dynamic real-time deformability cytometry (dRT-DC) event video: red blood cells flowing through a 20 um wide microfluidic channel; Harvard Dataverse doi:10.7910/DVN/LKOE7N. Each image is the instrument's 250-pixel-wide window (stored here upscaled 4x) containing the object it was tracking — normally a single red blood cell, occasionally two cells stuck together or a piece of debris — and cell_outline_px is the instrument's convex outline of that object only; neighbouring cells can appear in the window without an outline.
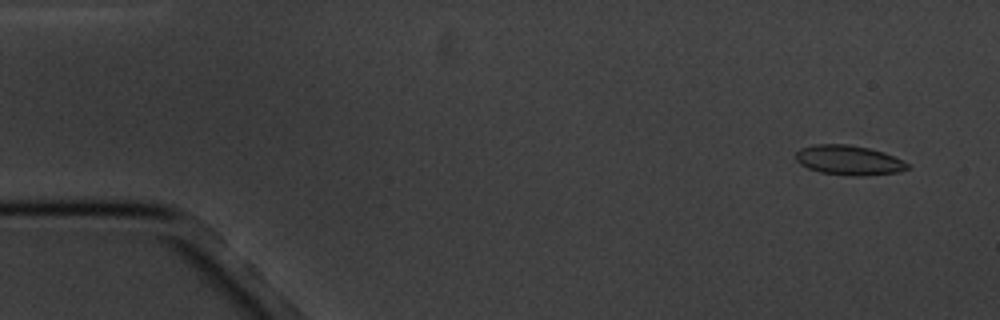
{"species": "common noctule bat (a hibernating species)", "species_latin": "Nyctalus noctula", "temperature_condition": "cold", "stored_images_in_passage": 11, "camera_frame_rate_fps": 3000, "um_per_image_px": 0.085, "animal": {"sex": "male", "body_mass_g": 20.1, "forearm_length_mm": 53.5}, "frame": {"image": 1, "passage_image": 2, "time_ms": 1.0, "image_size_px": [1000, 320], "cell_outline_px": [[908, 168], [896, 172], [864, 176], [848, 176], [820, 172], [808, 168], [800, 164], [796, 160], [796, 152], [800, 148], [812, 144], [848, 144], [868, 148], [884, 152], [908, 164]], "centroid_in_image_um": [72.08, 13.61], "position_along_channel_um": 12.9, "area_um2": 19.25}}
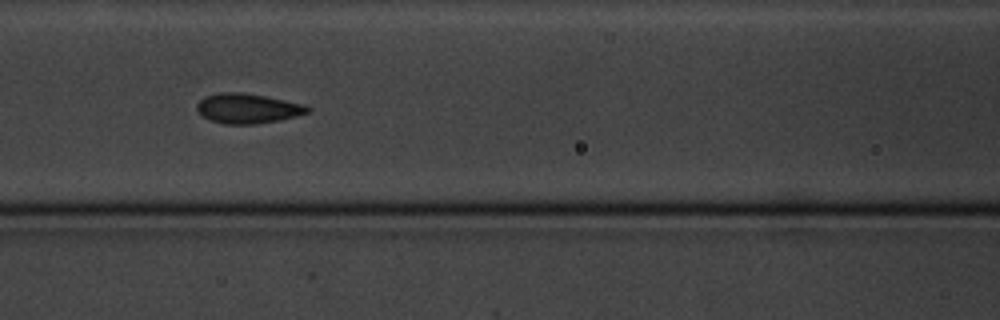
{"frame": {"image": 2, "passage_image": 8, "time_ms": 8.0, "image_size_px": [1000, 320], "cell_outline_px": [[312, 108], [308, 112], [296, 116], [280, 120], [256, 124], [224, 124], [200, 116], [196, 108], [196, 104], [204, 96], [220, 92], [240, 92], [264, 96], [304, 104]], "centroid_in_image_um": [21.02, 9.22], "position_along_channel_um": 145.6, "area_um2": 19.31}}
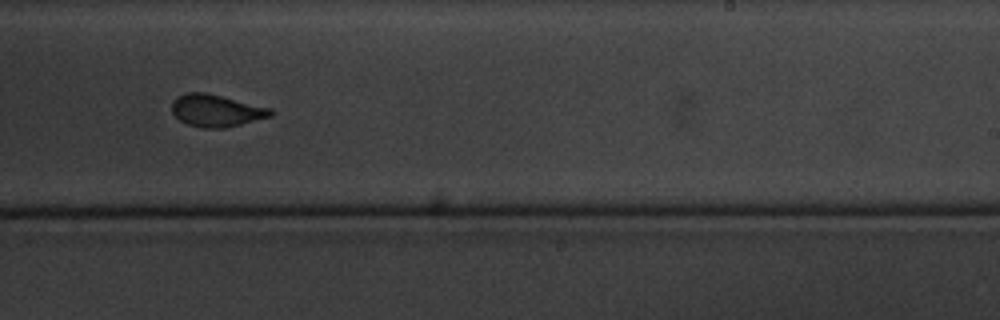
{"frame": {"image": 3, "passage_image": 11, "time_ms": 11.667, "image_size_px": [1000, 320], "cell_outline_px": [[276, 112], [272, 116], [224, 128], [204, 128], [188, 124], [180, 120], [172, 112], [172, 100], [176, 96], [188, 92], [204, 92], [272, 108]], "centroid_in_image_um": [18.39, 9.39], "position_along_channel_um": 270.6, "area_um2": 18.5}}